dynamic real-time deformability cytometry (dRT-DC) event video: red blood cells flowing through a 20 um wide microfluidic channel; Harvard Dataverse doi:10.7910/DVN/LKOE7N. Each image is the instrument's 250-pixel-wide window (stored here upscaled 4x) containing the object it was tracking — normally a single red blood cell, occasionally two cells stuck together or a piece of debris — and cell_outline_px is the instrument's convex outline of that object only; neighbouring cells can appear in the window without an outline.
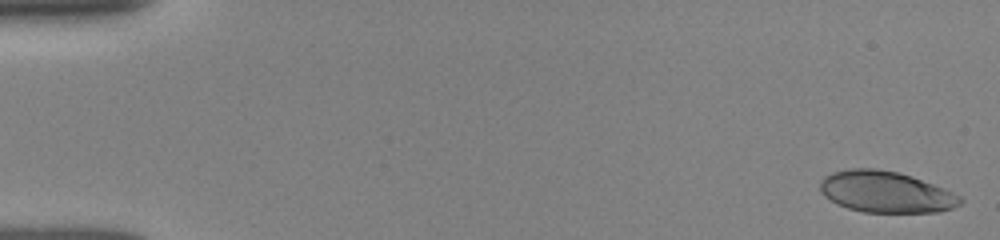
{"species": "human", "species_latin": "Homo sapiens", "temperature_condition": "room temperature", "stored_images_in_passage": 51, "camera_frame_rate_fps": 3000, "um_per_image_px": 0.085, "donor": {"sex": "female"}, "frame": {"image": 1, "passage_image": 1, "time_ms": 0.0, "image_size_px": [1000, 240], "cell_outline_px": [[964, 200], [960, 204], [952, 208], [940, 212], [864, 212], [848, 208], [836, 204], [824, 196], [820, 192], [820, 180], [824, 176], [832, 172], [848, 168], [876, 168], [900, 172], [912, 176], [944, 188], [960, 196]], "centroid_in_image_um": [75.27, 16.3], "position_along_channel_um": 9.7, "area_um2": 34.04}}
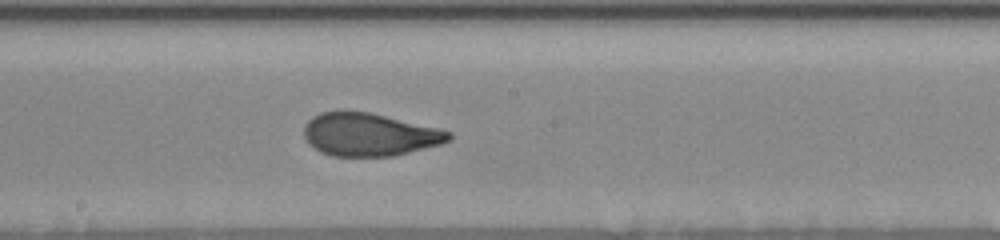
{"frame": {"image": 2, "passage_image": 28, "time_ms": 9.0, "image_size_px": [1000, 240], "cell_outline_px": [[452, 140], [444, 144], [392, 156], [332, 156], [320, 152], [308, 144], [304, 136], [304, 128], [308, 120], [312, 116], [320, 112], [344, 108], [368, 112], [440, 128], [452, 132]], "centroid_in_image_um": [31.39, 11.41], "position_along_channel_um": 216.8, "area_um2": 36.99}}
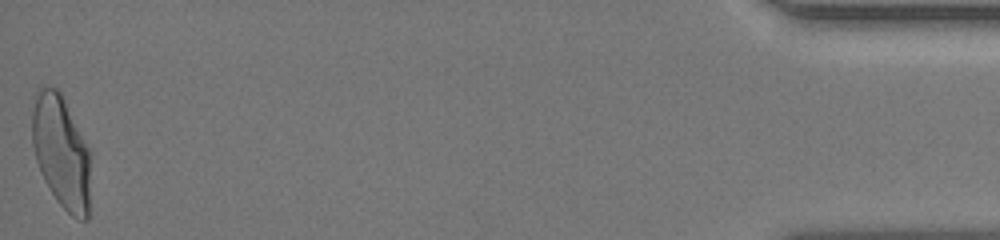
{"frame": {"image": 3, "passage_image": 51, "time_ms": 16.667, "image_size_px": [1000, 240], "cell_outline_px": [[88, 220], [80, 220], [72, 216], [56, 200], [44, 180], [40, 172], [36, 160], [32, 144], [32, 96], [40, 88], [56, 88], [60, 92], [88, 148]], "centroid_in_image_um": [5.15, 12.9], "position_along_channel_um": 430.1, "area_um2": 37.74}, "authors_computed_cell_mechanics": {"area_um2": 36.414, "velocity_mm_per_s": 3.9153, "shape_relaxation_time_tau1_ms": 4.4282, "shape_relaxation_time_tau2_ms": 0.8002, "deformation_change_tau1": 0.1847, "deformation_change_tau2": 0.0608}}